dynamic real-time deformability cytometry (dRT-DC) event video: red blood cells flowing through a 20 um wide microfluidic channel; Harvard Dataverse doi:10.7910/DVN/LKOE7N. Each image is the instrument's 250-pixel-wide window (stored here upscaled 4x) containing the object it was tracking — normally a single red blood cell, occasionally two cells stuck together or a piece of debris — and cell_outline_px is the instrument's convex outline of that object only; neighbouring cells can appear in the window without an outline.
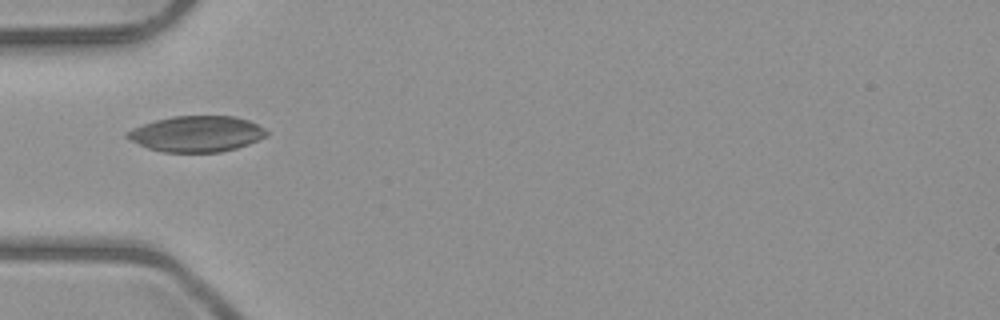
{"species": "common noctule bat (a hibernating species)", "species_latin": "Nyctalus noctula", "temperature_condition": "room temperature", "stored_images_in_passage": 2, "camera_frame_rate_fps": 3000, "um_per_image_px": 0.085, "animal": {"sex": "male", "body_mass_g": 23.1, "forearm_length_mm": 52.7}, "frame": {"image": 1, "passage_image": 1, "time_ms": 0.0, "image_size_px": [1000, 320], "cell_outline_px": [[268, 132], [264, 136], [248, 144], [236, 148], [220, 152], [164, 152], [148, 148], [128, 140], [124, 136], [124, 132], [132, 128], [156, 120], [172, 116], [236, 116], [248, 120], [264, 128]], "centroid_in_image_um": [16.66, 11.38], "position_along_channel_um": 68.3, "area_um2": 29.07}}
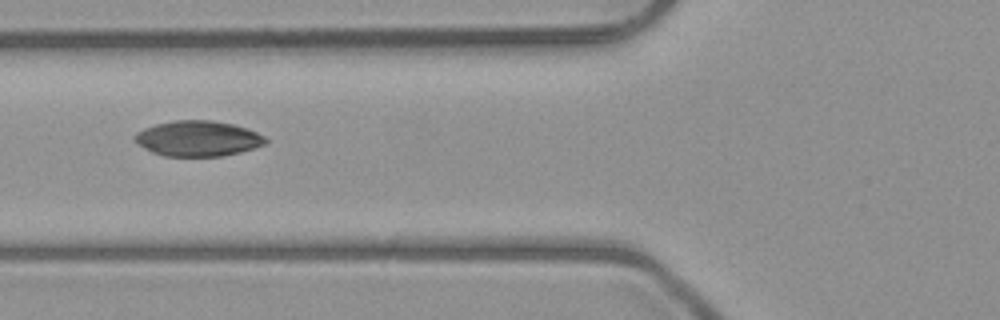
{"frame": {"image": 2, "passage_image": 2, "time_ms": 1.0, "image_size_px": [1000, 320], "cell_outline_px": [[268, 140], [264, 144], [240, 152], [224, 156], [164, 156], [152, 152], [144, 148], [132, 136], [136, 132], [144, 128], [156, 124], [172, 120], [212, 120], [232, 124], [248, 128], [264, 136]], "centroid_in_image_um": [16.81, 11.77], "position_along_channel_um": 109.0, "area_um2": 26.99}}